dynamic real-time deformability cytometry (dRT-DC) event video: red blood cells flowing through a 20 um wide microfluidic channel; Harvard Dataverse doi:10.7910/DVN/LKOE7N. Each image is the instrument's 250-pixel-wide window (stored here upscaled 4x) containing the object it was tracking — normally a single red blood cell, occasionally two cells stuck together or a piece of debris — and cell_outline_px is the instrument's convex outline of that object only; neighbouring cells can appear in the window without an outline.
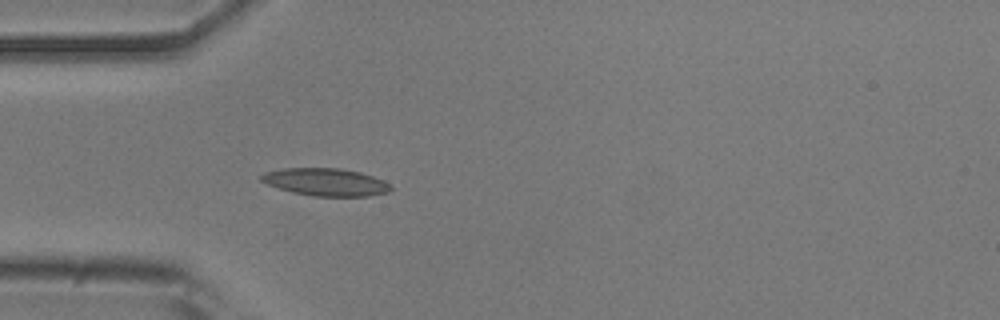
{"species": "common noctule bat (a hibernating species)", "species_latin": "Nyctalus noctula", "temperature_condition": "room temperature", "stored_images_in_passage": 4, "camera_frame_rate_fps": 3000, "um_per_image_px": 0.085, "animal": {"sex": "male", "body_mass_g": 20.5, "forearm_length_mm": 52.5}, "frame": {"image": 1, "passage_image": 4, "time_ms": 1.0, "image_size_px": [1000, 320], "cell_outline_px": [[392, 188], [388, 192], [368, 196], [312, 196], [292, 192], [268, 184], [260, 180], [260, 176], [264, 172], [284, 168], [340, 168], [360, 172], [384, 180]], "centroid_in_image_um": [27.68, 15.47], "position_along_channel_um": 57.3, "area_um2": 20.69}}